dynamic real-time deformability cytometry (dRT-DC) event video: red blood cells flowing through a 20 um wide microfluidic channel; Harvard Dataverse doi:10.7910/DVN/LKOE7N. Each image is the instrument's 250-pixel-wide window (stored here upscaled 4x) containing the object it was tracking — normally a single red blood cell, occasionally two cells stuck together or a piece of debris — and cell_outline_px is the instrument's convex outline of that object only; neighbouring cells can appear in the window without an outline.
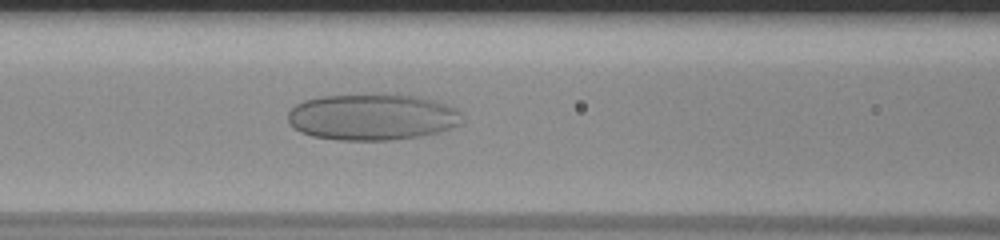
{"species": "human", "species_latin": "Homo sapiens", "temperature_condition": "room temperature", "stored_images_in_passage": 57, "camera_frame_rate_fps": 3000, "um_per_image_px": 0.085, "donor": {"sex": "male"}, "frame": {"image": 1, "passage_image": 25, "time_ms": 8.0, "image_size_px": [1000, 240], "cell_outline_px": [[460, 112], [456, 124], [448, 128], [436, 132], [416, 136], [388, 140], [340, 140], [312, 136], [300, 132], [288, 124], [288, 112], [296, 104], [304, 100], [320, 96], [372, 92], [392, 92], [416, 96], [456, 108]], "centroid_in_image_um": [31.52, 9.9], "position_along_channel_um": 135.1, "area_um2": 47.4}}
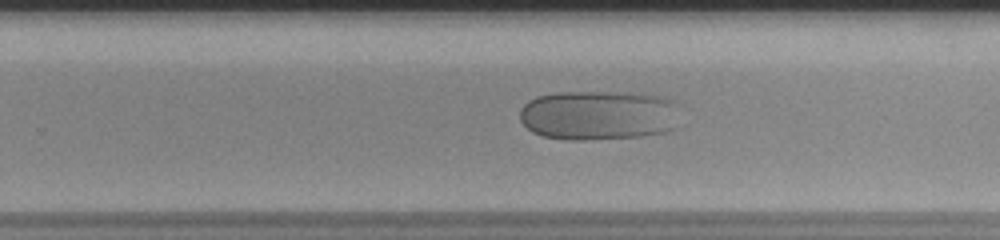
{"frame": {"image": 2, "passage_image": 37, "time_ms": 12.0, "image_size_px": [1000, 240], "cell_outline_px": [[676, 128], [668, 132], [640, 136], [584, 140], [572, 140], [544, 136], [532, 132], [520, 120], [520, 108], [528, 100], [536, 96], [556, 92], [628, 92], [656, 96], [672, 100], [676, 104]], "centroid_in_image_um": [50.85, 9.79], "position_along_channel_um": 279.0, "area_um2": 46.64}}
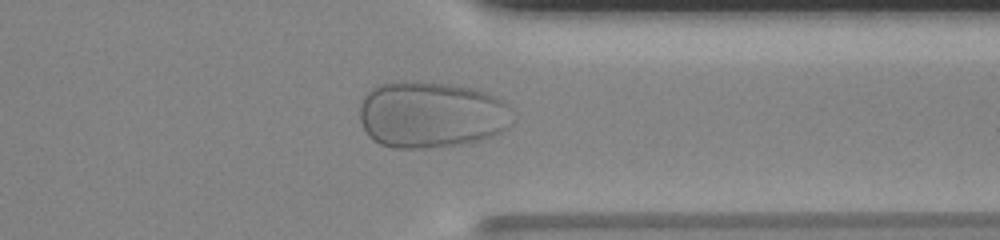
{"frame": {"image": 3, "passage_image": 45, "time_ms": 14.667, "image_size_px": [1000, 240], "cell_outline_px": [[512, 124], [508, 128], [492, 136], [480, 140], [460, 144], [424, 148], [392, 148], [380, 144], [368, 136], [360, 120], [360, 108], [364, 96], [372, 88], [380, 84], [400, 80], [420, 80], [452, 84], [476, 88], [496, 96], [504, 100], [512, 108]], "centroid_in_image_um": [36.68, 9.72], "position_along_channel_um": 374.7, "area_um2": 60.29}}